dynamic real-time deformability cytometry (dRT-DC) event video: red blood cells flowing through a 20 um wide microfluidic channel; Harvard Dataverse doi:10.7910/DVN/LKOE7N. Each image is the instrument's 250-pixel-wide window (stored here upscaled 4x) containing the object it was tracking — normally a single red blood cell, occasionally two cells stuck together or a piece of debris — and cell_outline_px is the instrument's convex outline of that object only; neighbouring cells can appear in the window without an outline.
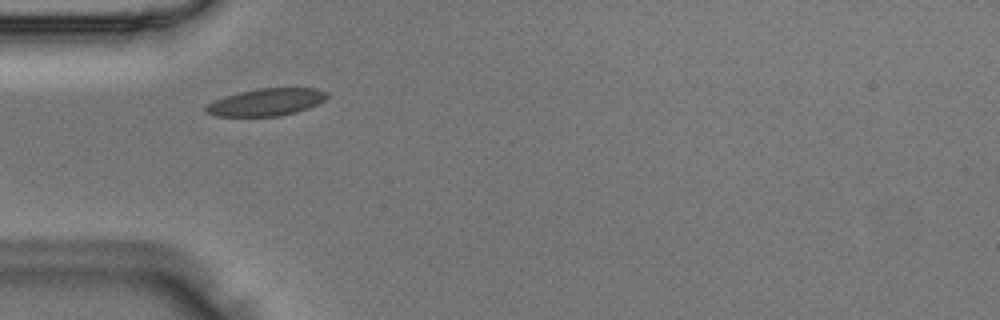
{"species": "Egyptian fruit bat (a non-hibernating species)", "species_latin": "Rousettus aegyptiacus", "temperature_condition": "room temperature", "stored_images_in_passage": 4, "camera_frame_rate_fps": 3000, "um_per_image_px": 0.085, "animal": {"sex": "male"}, "frame": {"image": 1, "passage_image": 2, "time_ms": 0.333, "image_size_px": [1000, 320], "cell_outline_px": [[328, 96], [324, 100], [308, 108], [296, 112], [280, 116], [216, 116], [204, 112], [204, 108], [208, 104], [224, 96], [256, 88], [316, 88], [328, 92]], "centroid_in_image_um": [22.63, 8.68], "position_along_channel_um": 62.4, "area_um2": 19.25}}